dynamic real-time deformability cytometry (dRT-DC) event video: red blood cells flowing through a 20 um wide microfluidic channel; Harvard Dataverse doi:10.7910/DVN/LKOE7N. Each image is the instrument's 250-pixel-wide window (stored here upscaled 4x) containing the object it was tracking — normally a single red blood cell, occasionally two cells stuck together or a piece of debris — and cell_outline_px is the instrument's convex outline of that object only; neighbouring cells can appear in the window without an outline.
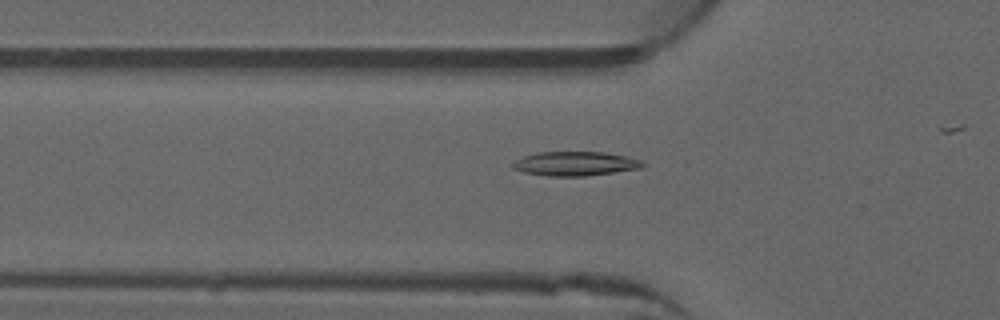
{"species": "common noctule bat (a hibernating species)", "species_latin": "Nyctalus noctula", "temperature_condition": "warm", "stored_images_in_passage": 29, "camera_frame_rate_fps": 3000, "um_per_image_px": 0.085, "animal": {"sex": "male", "forearm_length_mm": 52.5}, "frame": {"image": 1, "passage_image": 18, "time_ms": 5.667, "image_size_px": [1000, 320], "cell_outline_px": [[644, 164], [640, 168], [584, 176], [548, 176], [524, 172], [512, 168], [512, 164], [516, 160], [524, 156], [536, 152], [604, 152], [624, 156], [640, 160]], "centroid_in_image_um": [48.84, 13.91], "position_along_channel_um": 77.0, "area_um2": 18.03}}
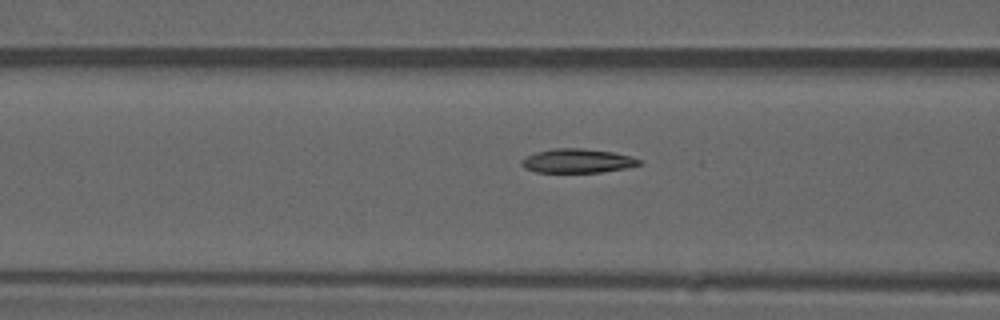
{"frame": {"image": 2, "passage_image": 21, "time_ms": 6.667, "image_size_px": [1000, 320], "cell_outline_px": [[644, 164], [624, 168], [600, 172], [536, 172], [524, 168], [520, 164], [520, 160], [536, 152], [552, 148], [584, 148], [612, 152], [632, 156], [644, 160]], "centroid_in_image_um": [49.11, 13.67], "position_along_channel_um": 117.5, "area_um2": 16.65}}
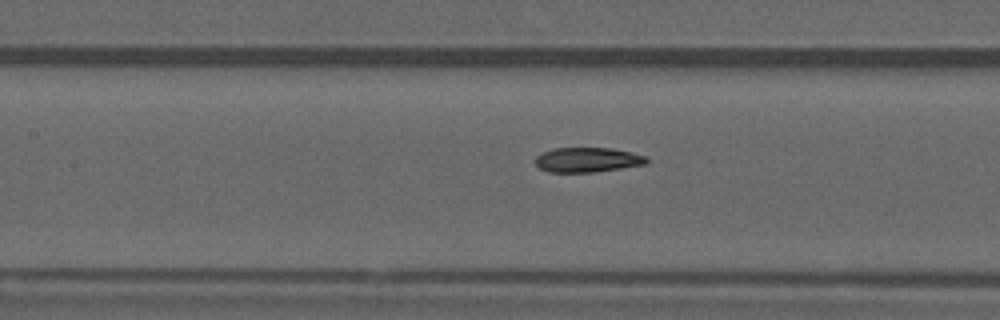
{"frame": {"image": 3, "passage_image": 24, "time_ms": 7.667, "image_size_px": [1000, 320], "cell_outline_px": [[648, 164], [596, 172], [548, 172], [540, 168], [536, 164], [536, 156], [552, 148], [612, 148], [632, 152], [648, 156]], "centroid_in_image_um": [49.99, 13.58], "position_along_channel_um": 157.4, "area_um2": 16.18}}